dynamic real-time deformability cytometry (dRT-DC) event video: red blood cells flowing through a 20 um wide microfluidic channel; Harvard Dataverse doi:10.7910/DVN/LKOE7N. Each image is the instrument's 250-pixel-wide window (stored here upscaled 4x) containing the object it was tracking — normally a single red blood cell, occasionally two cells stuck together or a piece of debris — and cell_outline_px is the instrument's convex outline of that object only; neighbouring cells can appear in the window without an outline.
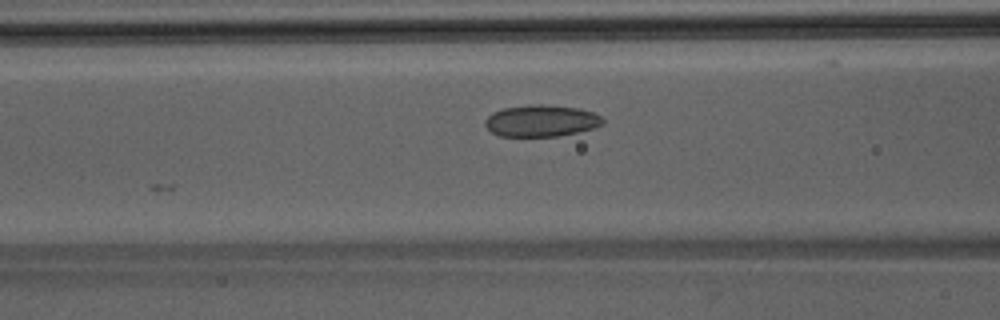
{"species": "Egyptian fruit bat (a non-hibernating species)", "species_latin": "Rousettus aegyptiacus", "temperature_condition": "room temperature", "stored_images_in_passage": 12, "camera_frame_rate_fps": 3000, "um_per_image_px": 0.085, "animal": {"sex": "male"}, "frame": {"image": 1, "passage_image": 6, "time_ms": 1.667, "image_size_px": [1000, 320], "cell_outline_px": [[604, 124], [592, 128], [560, 136], [500, 136], [492, 132], [484, 124], [484, 120], [492, 112], [504, 108], [532, 104], [540, 104], [576, 108], [592, 112], [600, 116], [604, 120]], "centroid_in_image_um": [45.98, 10.27], "position_along_channel_um": 120.6, "area_um2": 21.56}}